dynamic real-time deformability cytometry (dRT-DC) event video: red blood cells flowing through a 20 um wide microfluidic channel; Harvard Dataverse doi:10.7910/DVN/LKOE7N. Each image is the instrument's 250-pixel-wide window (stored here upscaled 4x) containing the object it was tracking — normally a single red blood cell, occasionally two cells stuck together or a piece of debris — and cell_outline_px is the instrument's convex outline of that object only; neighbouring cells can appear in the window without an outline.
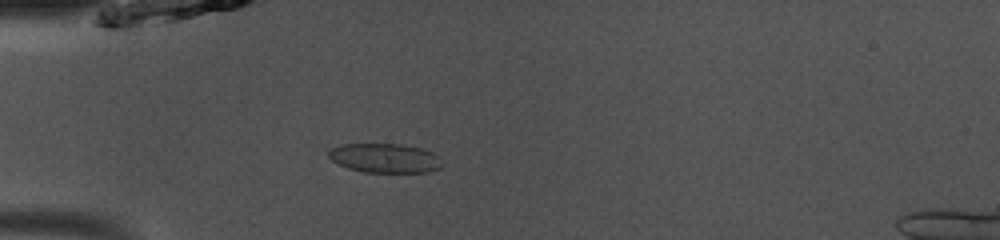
{"species": "common noctule bat (a hibernating species)", "species_latin": "Nyctalus noctula", "temperature_condition": "room temperature", "stored_images_in_passage": 49, "camera_frame_rate_fps": 3000, "um_per_image_px": 0.085, "animal": {"sex": "male", "body_mass_g": 13.0, "forearm_length_mm": 53.1}, "frame": {"image": 1, "passage_image": 15, "time_ms": 4.667, "image_size_px": [1000, 240], "cell_outline_px": [[444, 164], [440, 168], [428, 172], [364, 172], [348, 168], [332, 160], [328, 156], [328, 152], [332, 148], [340, 144], [404, 144], [420, 148], [432, 152], [440, 156]], "centroid_in_image_um": [32.76, 13.43], "position_along_channel_um": 52.2, "area_um2": 19.48}}
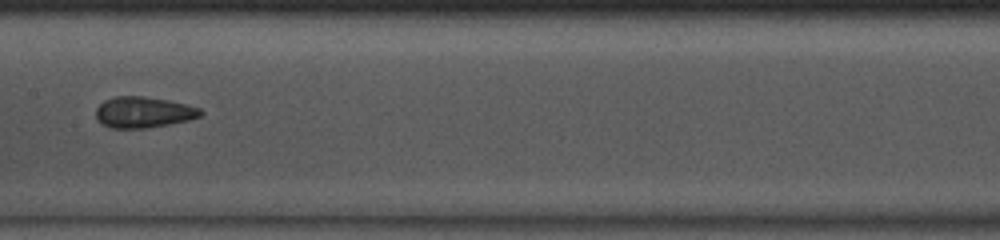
{"frame": {"image": 2, "passage_image": 26, "time_ms": 8.333, "image_size_px": [1000, 240], "cell_outline_px": [[204, 112], [200, 116], [188, 120], [148, 128], [112, 128], [104, 124], [96, 116], [96, 108], [104, 100], [116, 96], [144, 96], [168, 100], [200, 108]], "centroid_in_image_um": [12.2, 9.53], "position_along_channel_um": 195.2, "area_um2": 18.73}}
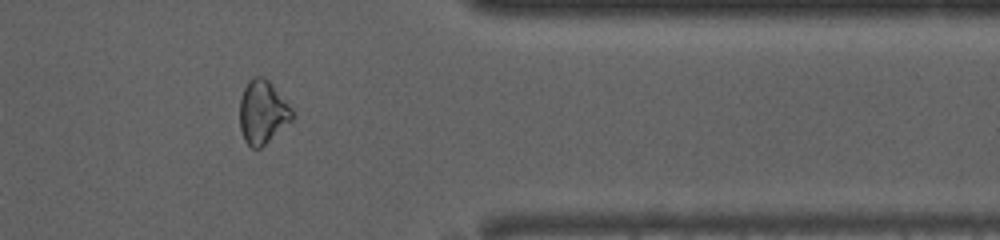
{"frame": {"image": 3, "passage_image": 41, "time_ms": 13.333, "image_size_px": [1000, 240], "cell_outline_px": [[292, 120], [260, 148], [252, 148], [244, 140], [240, 128], [240, 100], [244, 88], [248, 80], [252, 76], [264, 76], [272, 84], [292, 108]], "centroid_in_image_um": [22.3, 9.51], "position_along_channel_um": 389.1, "area_um2": 19.25}, "authors_computed_cell_mechanics": {"area_um2": 19.7676, "velocity_mm_per_s": 4.0982, "shape_relaxation_time_tau1_ms": null, "shape_relaxation_time_tau2_ms": 2.8326, "deformation_change_tau1": null, "deformation_change_tau2": 0.0714}}